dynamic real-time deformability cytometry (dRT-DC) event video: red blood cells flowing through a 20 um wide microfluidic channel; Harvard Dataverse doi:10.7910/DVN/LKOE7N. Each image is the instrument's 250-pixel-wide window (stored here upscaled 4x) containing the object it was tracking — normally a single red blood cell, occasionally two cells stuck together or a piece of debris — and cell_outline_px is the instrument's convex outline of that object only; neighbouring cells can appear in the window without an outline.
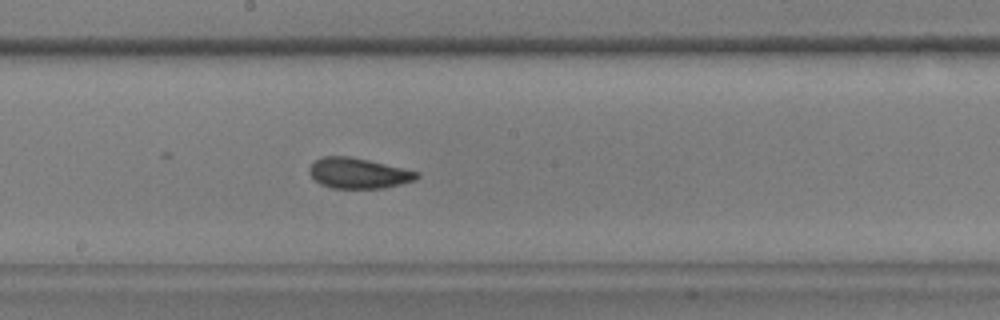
{"species": "common noctule bat (a hibernating species)", "species_latin": "Nyctalus noctula", "temperature_condition": "warm", "stored_images_in_passage": 58, "camera_frame_rate_fps": 3000, "um_per_image_px": 0.085, "animal": {"sex": "male", "body_mass_g": 17.9, "forearm_length_mm": 54.2}, "frame": {"image": 1, "passage_image": 32, "time_ms": 10.333, "image_size_px": [1000, 320], "cell_outline_px": [[420, 176], [416, 180], [384, 188], [332, 188], [320, 184], [308, 172], [308, 168], [316, 160], [324, 156], [348, 156], [368, 160], [420, 172]], "centroid_in_image_um": [30.47, 14.72], "position_along_channel_um": 217.7, "area_um2": 19.02}}
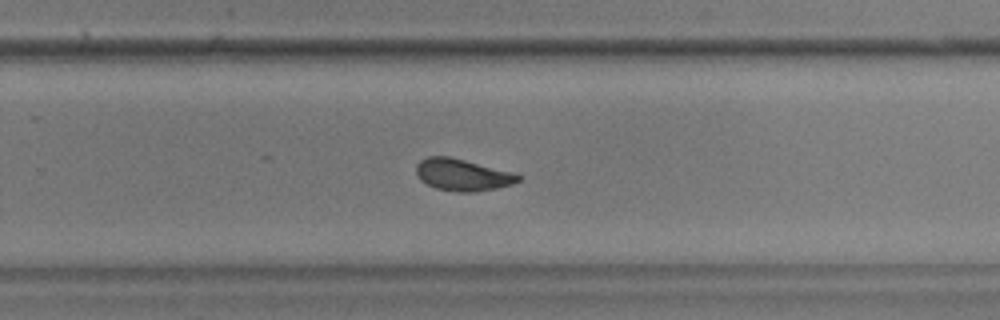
{"frame": {"image": 2, "passage_image": 38, "time_ms": 12.333, "image_size_px": [1000, 320], "cell_outline_px": [[520, 180], [512, 184], [496, 188], [472, 192], [456, 192], [436, 188], [420, 180], [416, 172], [416, 164], [420, 160], [428, 156], [448, 156], [512, 172], [520, 176]], "centroid_in_image_um": [39.27, 14.86], "position_along_channel_um": 290.5, "area_um2": 18.73}}
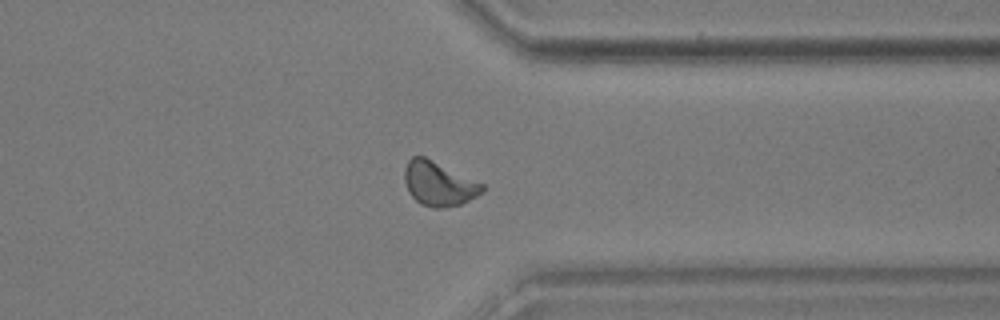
{"frame": {"image": 3, "passage_image": 45, "time_ms": 14.667, "image_size_px": [1000, 320], "cell_outline_px": [[484, 192], [460, 204], [444, 208], [432, 208], [420, 204], [408, 192], [404, 180], [404, 168], [408, 160], [412, 156], [424, 156], [484, 184]], "centroid_in_image_um": [37.27, 15.62], "position_along_channel_um": 374.1, "area_um2": 20.06}, "authors_computed_cell_mechanics": {"area_um2": 19.2185, "velocity_mm_per_s": 3.6519, "shape_relaxation_time_tau1_ms": 4.6118, "shape_relaxation_time_tau2_ms": 1.1285, "deformation_change_tau1": 0.1199, "deformation_change_tau2": 0.0556}}